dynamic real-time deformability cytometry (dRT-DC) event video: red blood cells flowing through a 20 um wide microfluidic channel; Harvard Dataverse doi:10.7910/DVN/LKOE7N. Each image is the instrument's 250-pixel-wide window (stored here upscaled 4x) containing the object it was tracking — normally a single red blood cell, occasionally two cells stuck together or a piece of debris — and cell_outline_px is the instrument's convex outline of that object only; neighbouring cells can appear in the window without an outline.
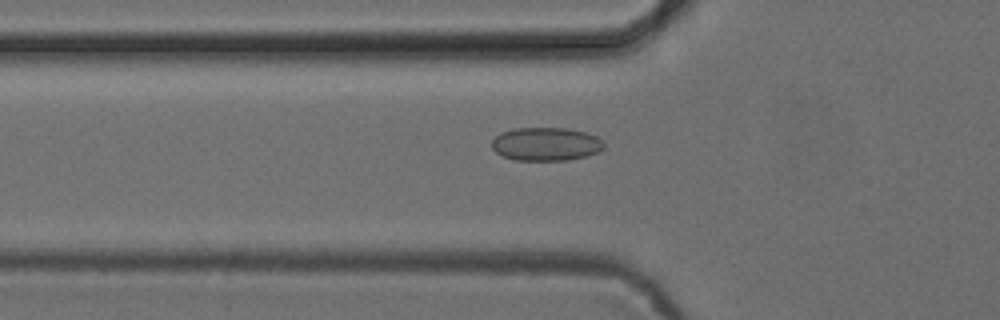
{"species": "common noctule bat (a hibernating species)", "species_latin": "Nyctalus noctula", "temperature_condition": "cold", "stored_images_in_passage": 32, "camera_frame_rate_fps": 3000, "um_per_image_px": 0.085, "animal": {"sex": "female", "body_mass_g": 24.6, "forearm_length_mm": 56.2}, "frame": {"image": 1, "passage_image": 7, "time_ms": 2.0, "image_size_px": [1000, 320], "cell_outline_px": [[604, 148], [600, 152], [568, 160], [516, 160], [504, 156], [496, 152], [492, 148], [492, 140], [496, 136], [512, 128], [568, 128], [584, 132], [596, 136], [604, 140]], "centroid_in_image_um": [46.44, 12.24], "position_along_channel_um": 79.4, "area_um2": 21.79}}
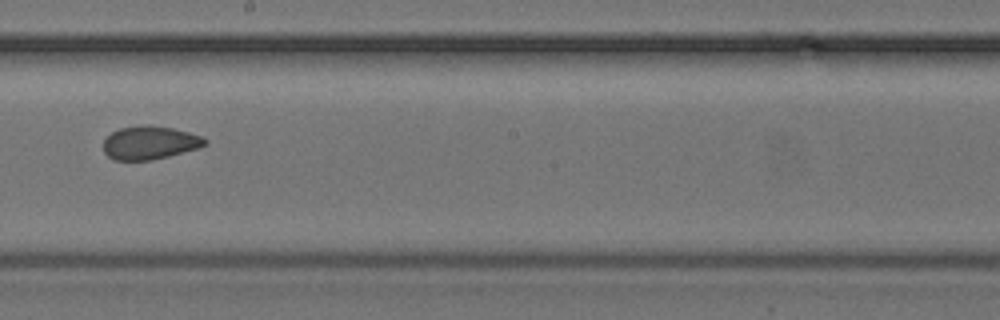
{"frame": {"image": 2, "passage_image": 19, "time_ms": 6.0, "image_size_px": [1000, 320], "cell_outline_px": [[208, 144], [200, 148], [152, 160], [112, 160], [104, 152], [104, 140], [112, 132], [120, 128], [144, 124], [152, 124], [172, 128], [188, 132], [200, 136], [208, 140]], "centroid_in_image_um": [12.74, 12.12], "position_along_channel_um": 235.5, "area_um2": 19.88}}
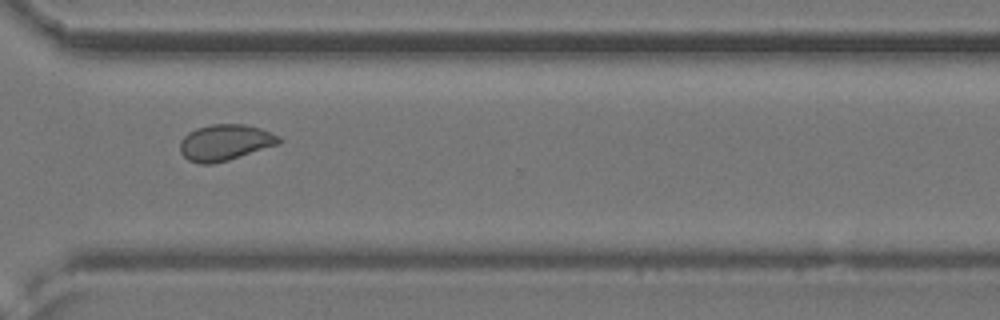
{"frame": {"image": 3, "passage_image": 28, "time_ms": 9.0, "image_size_px": [1000, 320], "cell_outline_px": [[284, 140], [280, 144], [228, 160], [212, 164], [200, 164], [188, 160], [180, 152], [180, 140], [188, 132], [196, 128], [212, 124], [244, 124], [260, 128], [280, 136]], "centroid_in_image_um": [19.14, 12.11], "position_along_channel_um": 351.5, "area_um2": 20.98}, "authors_computed_cell_mechanics": {"area_um2": 20.23, "velocity_mm_per_s": 3.8753, "shape_relaxation_time_tau1_ms": null, "shape_relaxation_time_tau2_ms": 1.3466, "deformation_change_tau1": null, "deformation_change_tau2": 0.0496}}